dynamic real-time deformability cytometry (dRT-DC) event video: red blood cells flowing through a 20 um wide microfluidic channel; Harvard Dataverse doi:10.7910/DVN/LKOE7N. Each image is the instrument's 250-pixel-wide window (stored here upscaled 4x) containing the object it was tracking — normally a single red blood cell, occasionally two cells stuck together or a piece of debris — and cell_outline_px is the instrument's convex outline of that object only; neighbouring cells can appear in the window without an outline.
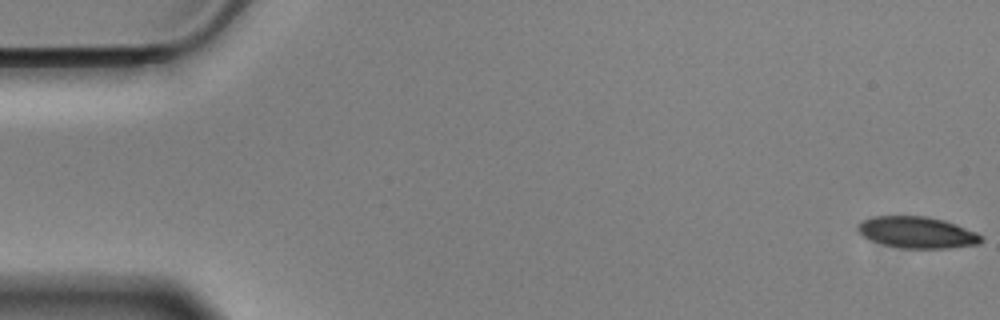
{"species": "Egyptian fruit bat (a non-hibernating species)", "species_latin": "Rousettus aegyptiacus", "temperature_condition": "cold", "stored_images_in_passage": 11, "camera_frame_rate_fps": 3000, "um_per_image_px": 0.085, "animal": {"sex": "male"}, "frame": {"image": 1, "passage_image": 1, "time_ms": 0.0, "image_size_px": [1000, 320], "cell_outline_px": [[984, 240], [980, 244], [948, 248], [904, 248], [884, 244], [872, 240], [864, 236], [856, 228], [856, 224], [872, 216], [924, 216], [944, 220], [956, 224], [976, 232]], "centroid_in_image_um": [77.97, 19.75], "position_along_channel_um": 7.0, "area_um2": 22.48}}